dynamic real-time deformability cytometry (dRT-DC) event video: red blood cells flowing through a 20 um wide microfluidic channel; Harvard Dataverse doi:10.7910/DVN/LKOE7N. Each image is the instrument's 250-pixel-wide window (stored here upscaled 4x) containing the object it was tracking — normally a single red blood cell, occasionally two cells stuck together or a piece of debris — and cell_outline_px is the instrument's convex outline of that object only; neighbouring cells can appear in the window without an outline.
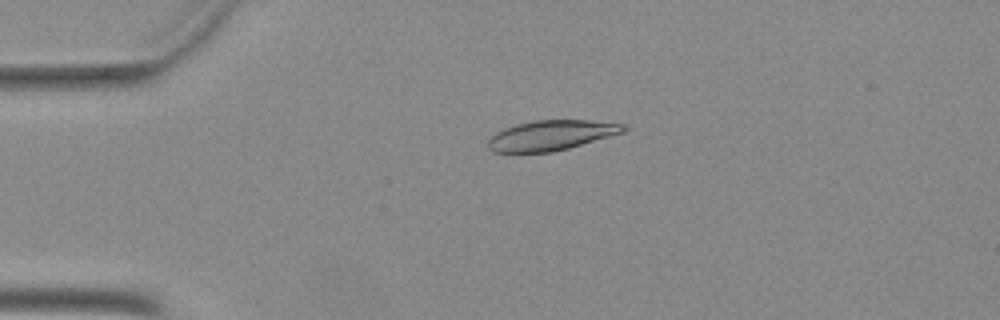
{"species": "Egyptian fruit bat (a non-hibernating species)", "species_latin": "Rousettus aegyptiacus", "temperature_condition": "warm", "stored_images_in_passage": 31, "camera_frame_rate_fps": 3000, "um_per_image_px": 0.085, "animal": {"sex": "female"}, "frame": {"image": 1, "passage_image": 1, "time_ms": 0.0, "image_size_px": [1000, 320], "cell_outline_px": [[628, 128], [624, 132], [568, 148], [552, 152], [492, 152], [488, 148], [488, 140], [496, 132], [504, 128], [516, 124], [536, 120], [588, 120], [624, 124]], "centroid_in_image_um": [46.84, 11.5], "position_along_channel_um": 38.2, "area_um2": 23.58}}
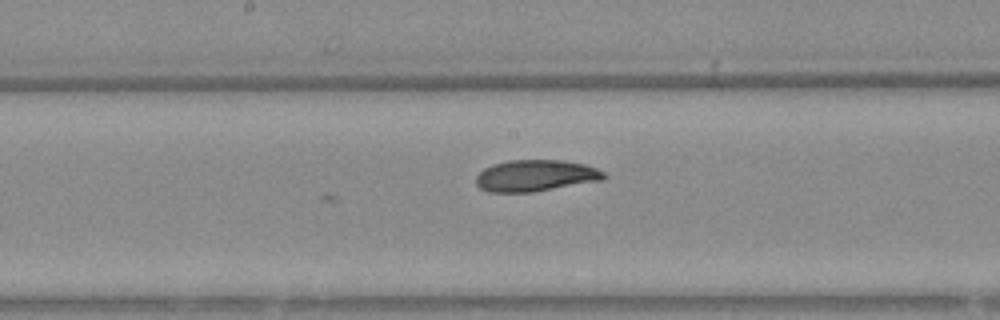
{"frame": {"image": 2, "passage_image": 16, "time_ms": 5.0, "image_size_px": [1000, 320], "cell_outline_px": [[608, 176], [604, 180], [532, 192], [488, 192], [480, 188], [476, 184], [476, 176], [484, 168], [492, 164], [508, 160], [564, 160], [584, 164], [596, 168], [604, 172]], "centroid_in_image_um": [45.53, 14.93], "position_along_channel_um": 202.7, "area_um2": 23.64}}
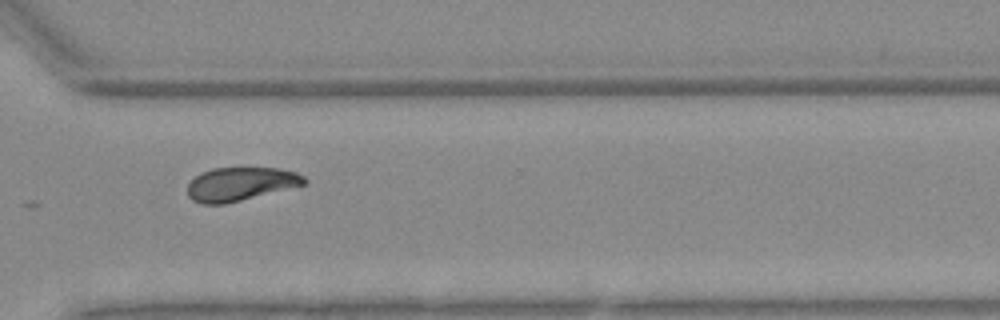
{"frame": {"image": 3, "passage_image": 27, "time_ms": 8.667, "image_size_px": [1000, 320], "cell_outline_px": [[308, 184], [224, 204], [200, 204], [192, 200], [188, 196], [188, 184], [200, 172], [212, 168], [276, 168], [296, 172], [304, 176], [308, 180]], "centroid_in_image_um": [20.45, 15.64], "position_along_channel_um": 350.1, "area_um2": 22.89}}